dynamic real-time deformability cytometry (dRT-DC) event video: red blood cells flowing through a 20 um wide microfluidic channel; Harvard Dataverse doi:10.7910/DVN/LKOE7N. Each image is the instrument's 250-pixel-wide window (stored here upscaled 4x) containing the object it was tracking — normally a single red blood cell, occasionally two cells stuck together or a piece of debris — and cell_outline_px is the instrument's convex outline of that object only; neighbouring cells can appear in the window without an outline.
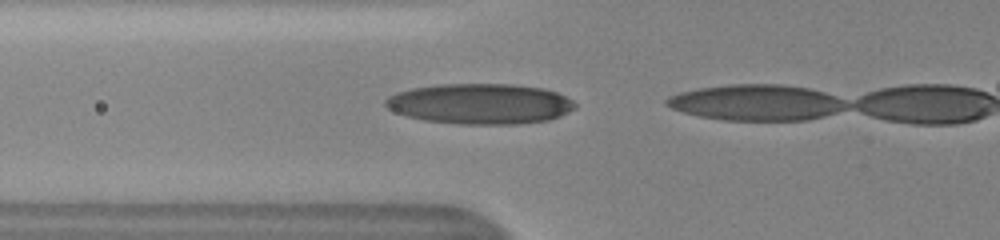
{"species": "human", "species_latin": "Homo sapiens", "temperature_condition": "cold", "stored_images_in_passage": 15, "camera_frame_rate_fps": 3000, "um_per_image_px": 0.085, "donor": {"sex": "female"}, "frame": {"image": 1, "passage_image": 14, "time_ms": 4.333, "image_size_px": [1000, 240], "cell_outline_px": [[576, 108], [560, 116], [548, 120], [516, 124], [460, 124], [424, 120], [408, 116], [396, 112], [388, 108], [384, 104], [384, 100], [388, 96], [396, 92], [412, 88], [440, 84], [512, 84], [544, 88], [556, 92], [572, 100], [576, 104]], "centroid_in_image_um": [40.81, 8.82], "position_along_channel_um": 85.0, "area_um2": 44.74}}